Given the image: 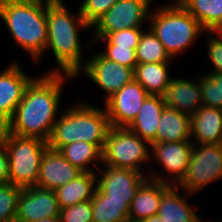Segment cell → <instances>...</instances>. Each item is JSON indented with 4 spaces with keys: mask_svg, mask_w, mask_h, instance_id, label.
<instances>
[{
    "mask_svg": "<svg viewBox=\"0 0 222 222\" xmlns=\"http://www.w3.org/2000/svg\"><path fill=\"white\" fill-rule=\"evenodd\" d=\"M164 107L159 95H149L127 128L150 144L156 143L157 130Z\"/></svg>",
    "mask_w": 222,
    "mask_h": 222,
    "instance_id": "cell-20",
    "label": "cell"
},
{
    "mask_svg": "<svg viewBox=\"0 0 222 222\" xmlns=\"http://www.w3.org/2000/svg\"><path fill=\"white\" fill-rule=\"evenodd\" d=\"M151 0H117L91 27L93 38H104L107 34L126 28H142L149 16Z\"/></svg>",
    "mask_w": 222,
    "mask_h": 222,
    "instance_id": "cell-9",
    "label": "cell"
},
{
    "mask_svg": "<svg viewBox=\"0 0 222 222\" xmlns=\"http://www.w3.org/2000/svg\"><path fill=\"white\" fill-rule=\"evenodd\" d=\"M146 31L142 32L136 48L137 64L171 62L163 44L149 28Z\"/></svg>",
    "mask_w": 222,
    "mask_h": 222,
    "instance_id": "cell-28",
    "label": "cell"
},
{
    "mask_svg": "<svg viewBox=\"0 0 222 222\" xmlns=\"http://www.w3.org/2000/svg\"><path fill=\"white\" fill-rule=\"evenodd\" d=\"M158 6L149 14L150 30L163 44L166 52L173 59L193 44L194 40L206 30L178 2Z\"/></svg>",
    "mask_w": 222,
    "mask_h": 222,
    "instance_id": "cell-5",
    "label": "cell"
},
{
    "mask_svg": "<svg viewBox=\"0 0 222 222\" xmlns=\"http://www.w3.org/2000/svg\"><path fill=\"white\" fill-rule=\"evenodd\" d=\"M103 166V171L98 168L102 176L97 179V188L107 200L125 201L130 206L137 189L149 176L132 169Z\"/></svg>",
    "mask_w": 222,
    "mask_h": 222,
    "instance_id": "cell-14",
    "label": "cell"
},
{
    "mask_svg": "<svg viewBox=\"0 0 222 222\" xmlns=\"http://www.w3.org/2000/svg\"><path fill=\"white\" fill-rule=\"evenodd\" d=\"M9 183V157L5 144H0V184Z\"/></svg>",
    "mask_w": 222,
    "mask_h": 222,
    "instance_id": "cell-36",
    "label": "cell"
},
{
    "mask_svg": "<svg viewBox=\"0 0 222 222\" xmlns=\"http://www.w3.org/2000/svg\"><path fill=\"white\" fill-rule=\"evenodd\" d=\"M149 150L151 144L127 127H110L102 150V165L142 172L140 166L152 157Z\"/></svg>",
    "mask_w": 222,
    "mask_h": 222,
    "instance_id": "cell-7",
    "label": "cell"
},
{
    "mask_svg": "<svg viewBox=\"0 0 222 222\" xmlns=\"http://www.w3.org/2000/svg\"><path fill=\"white\" fill-rule=\"evenodd\" d=\"M208 55L212 64L214 65V72L210 73H222V39L216 37H210L208 39Z\"/></svg>",
    "mask_w": 222,
    "mask_h": 222,
    "instance_id": "cell-35",
    "label": "cell"
},
{
    "mask_svg": "<svg viewBox=\"0 0 222 222\" xmlns=\"http://www.w3.org/2000/svg\"><path fill=\"white\" fill-rule=\"evenodd\" d=\"M178 191L179 187L172 185L162 195L158 211L162 222H203Z\"/></svg>",
    "mask_w": 222,
    "mask_h": 222,
    "instance_id": "cell-23",
    "label": "cell"
},
{
    "mask_svg": "<svg viewBox=\"0 0 222 222\" xmlns=\"http://www.w3.org/2000/svg\"><path fill=\"white\" fill-rule=\"evenodd\" d=\"M190 116L170 107H164L156 135V143L192 141Z\"/></svg>",
    "mask_w": 222,
    "mask_h": 222,
    "instance_id": "cell-22",
    "label": "cell"
},
{
    "mask_svg": "<svg viewBox=\"0 0 222 222\" xmlns=\"http://www.w3.org/2000/svg\"><path fill=\"white\" fill-rule=\"evenodd\" d=\"M55 69L36 77L26 87L23 98L11 118V132L22 137H36L48 141L61 101L64 76Z\"/></svg>",
    "mask_w": 222,
    "mask_h": 222,
    "instance_id": "cell-1",
    "label": "cell"
},
{
    "mask_svg": "<svg viewBox=\"0 0 222 222\" xmlns=\"http://www.w3.org/2000/svg\"><path fill=\"white\" fill-rule=\"evenodd\" d=\"M47 0H0V18L34 62L46 52ZM36 60V61H35Z\"/></svg>",
    "mask_w": 222,
    "mask_h": 222,
    "instance_id": "cell-3",
    "label": "cell"
},
{
    "mask_svg": "<svg viewBox=\"0 0 222 222\" xmlns=\"http://www.w3.org/2000/svg\"><path fill=\"white\" fill-rule=\"evenodd\" d=\"M208 32L222 18V0H176Z\"/></svg>",
    "mask_w": 222,
    "mask_h": 222,
    "instance_id": "cell-27",
    "label": "cell"
},
{
    "mask_svg": "<svg viewBox=\"0 0 222 222\" xmlns=\"http://www.w3.org/2000/svg\"><path fill=\"white\" fill-rule=\"evenodd\" d=\"M59 152L82 172H95L90 170L88 166L91 162L94 163L98 160L102 163V150L97 145L85 141H77L63 146Z\"/></svg>",
    "mask_w": 222,
    "mask_h": 222,
    "instance_id": "cell-26",
    "label": "cell"
},
{
    "mask_svg": "<svg viewBox=\"0 0 222 222\" xmlns=\"http://www.w3.org/2000/svg\"><path fill=\"white\" fill-rule=\"evenodd\" d=\"M159 96L165 107L189 116L203 106L200 78L196 83L187 79L172 78Z\"/></svg>",
    "mask_w": 222,
    "mask_h": 222,
    "instance_id": "cell-16",
    "label": "cell"
},
{
    "mask_svg": "<svg viewBox=\"0 0 222 222\" xmlns=\"http://www.w3.org/2000/svg\"><path fill=\"white\" fill-rule=\"evenodd\" d=\"M168 62L137 64L134 79L140 83L150 95H159L169 84Z\"/></svg>",
    "mask_w": 222,
    "mask_h": 222,
    "instance_id": "cell-24",
    "label": "cell"
},
{
    "mask_svg": "<svg viewBox=\"0 0 222 222\" xmlns=\"http://www.w3.org/2000/svg\"><path fill=\"white\" fill-rule=\"evenodd\" d=\"M190 131L195 144L222 143V110L203 105L190 116Z\"/></svg>",
    "mask_w": 222,
    "mask_h": 222,
    "instance_id": "cell-19",
    "label": "cell"
},
{
    "mask_svg": "<svg viewBox=\"0 0 222 222\" xmlns=\"http://www.w3.org/2000/svg\"><path fill=\"white\" fill-rule=\"evenodd\" d=\"M5 148L9 157V183L21 188L36 186L47 142L11 134Z\"/></svg>",
    "mask_w": 222,
    "mask_h": 222,
    "instance_id": "cell-6",
    "label": "cell"
},
{
    "mask_svg": "<svg viewBox=\"0 0 222 222\" xmlns=\"http://www.w3.org/2000/svg\"><path fill=\"white\" fill-rule=\"evenodd\" d=\"M47 45L57 60L60 73L77 77L85 66L82 62L80 29L91 28L84 20L80 10L74 15L66 8L63 0L46 1Z\"/></svg>",
    "mask_w": 222,
    "mask_h": 222,
    "instance_id": "cell-2",
    "label": "cell"
},
{
    "mask_svg": "<svg viewBox=\"0 0 222 222\" xmlns=\"http://www.w3.org/2000/svg\"><path fill=\"white\" fill-rule=\"evenodd\" d=\"M172 185L147 178L137 189L129 207V221L141 222L158 214L162 195Z\"/></svg>",
    "mask_w": 222,
    "mask_h": 222,
    "instance_id": "cell-18",
    "label": "cell"
},
{
    "mask_svg": "<svg viewBox=\"0 0 222 222\" xmlns=\"http://www.w3.org/2000/svg\"><path fill=\"white\" fill-rule=\"evenodd\" d=\"M35 222H62V220L60 216H53V217L43 218Z\"/></svg>",
    "mask_w": 222,
    "mask_h": 222,
    "instance_id": "cell-39",
    "label": "cell"
},
{
    "mask_svg": "<svg viewBox=\"0 0 222 222\" xmlns=\"http://www.w3.org/2000/svg\"><path fill=\"white\" fill-rule=\"evenodd\" d=\"M101 54L108 60L135 69L137 65L136 50L132 47H118L117 45H107Z\"/></svg>",
    "mask_w": 222,
    "mask_h": 222,
    "instance_id": "cell-34",
    "label": "cell"
},
{
    "mask_svg": "<svg viewBox=\"0 0 222 222\" xmlns=\"http://www.w3.org/2000/svg\"><path fill=\"white\" fill-rule=\"evenodd\" d=\"M81 173L59 151L47 148L41 159L36 186L55 191Z\"/></svg>",
    "mask_w": 222,
    "mask_h": 222,
    "instance_id": "cell-15",
    "label": "cell"
},
{
    "mask_svg": "<svg viewBox=\"0 0 222 222\" xmlns=\"http://www.w3.org/2000/svg\"><path fill=\"white\" fill-rule=\"evenodd\" d=\"M71 107L58 116L47 141L48 148L59 151L68 144L85 141L103 150L110 128L106 110L86 103Z\"/></svg>",
    "mask_w": 222,
    "mask_h": 222,
    "instance_id": "cell-4",
    "label": "cell"
},
{
    "mask_svg": "<svg viewBox=\"0 0 222 222\" xmlns=\"http://www.w3.org/2000/svg\"><path fill=\"white\" fill-rule=\"evenodd\" d=\"M92 200L61 209L62 222H93Z\"/></svg>",
    "mask_w": 222,
    "mask_h": 222,
    "instance_id": "cell-33",
    "label": "cell"
},
{
    "mask_svg": "<svg viewBox=\"0 0 222 222\" xmlns=\"http://www.w3.org/2000/svg\"><path fill=\"white\" fill-rule=\"evenodd\" d=\"M202 103L222 110V73H208L200 78Z\"/></svg>",
    "mask_w": 222,
    "mask_h": 222,
    "instance_id": "cell-29",
    "label": "cell"
},
{
    "mask_svg": "<svg viewBox=\"0 0 222 222\" xmlns=\"http://www.w3.org/2000/svg\"><path fill=\"white\" fill-rule=\"evenodd\" d=\"M11 134V118L0 112V144H5Z\"/></svg>",
    "mask_w": 222,
    "mask_h": 222,
    "instance_id": "cell-37",
    "label": "cell"
},
{
    "mask_svg": "<svg viewBox=\"0 0 222 222\" xmlns=\"http://www.w3.org/2000/svg\"><path fill=\"white\" fill-rule=\"evenodd\" d=\"M192 143L190 141L152 143L151 155L153 154L157 162H161V166L170 177H174L165 180V177L153 172L148 178L176 186L183 179L190 163Z\"/></svg>",
    "mask_w": 222,
    "mask_h": 222,
    "instance_id": "cell-11",
    "label": "cell"
},
{
    "mask_svg": "<svg viewBox=\"0 0 222 222\" xmlns=\"http://www.w3.org/2000/svg\"><path fill=\"white\" fill-rule=\"evenodd\" d=\"M94 172H82L75 179L55 190L60 209L92 200L97 187Z\"/></svg>",
    "mask_w": 222,
    "mask_h": 222,
    "instance_id": "cell-21",
    "label": "cell"
},
{
    "mask_svg": "<svg viewBox=\"0 0 222 222\" xmlns=\"http://www.w3.org/2000/svg\"><path fill=\"white\" fill-rule=\"evenodd\" d=\"M149 93L135 79L105 101L110 127H128Z\"/></svg>",
    "mask_w": 222,
    "mask_h": 222,
    "instance_id": "cell-10",
    "label": "cell"
},
{
    "mask_svg": "<svg viewBox=\"0 0 222 222\" xmlns=\"http://www.w3.org/2000/svg\"><path fill=\"white\" fill-rule=\"evenodd\" d=\"M141 222H162L161 218L158 214L153 215L151 217H148L147 219L141 221Z\"/></svg>",
    "mask_w": 222,
    "mask_h": 222,
    "instance_id": "cell-40",
    "label": "cell"
},
{
    "mask_svg": "<svg viewBox=\"0 0 222 222\" xmlns=\"http://www.w3.org/2000/svg\"><path fill=\"white\" fill-rule=\"evenodd\" d=\"M117 0H83L79 7L84 20L92 26Z\"/></svg>",
    "mask_w": 222,
    "mask_h": 222,
    "instance_id": "cell-32",
    "label": "cell"
},
{
    "mask_svg": "<svg viewBox=\"0 0 222 222\" xmlns=\"http://www.w3.org/2000/svg\"><path fill=\"white\" fill-rule=\"evenodd\" d=\"M81 70L106 92L105 101L134 79V69L108 60L101 53L87 59Z\"/></svg>",
    "mask_w": 222,
    "mask_h": 222,
    "instance_id": "cell-12",
    "label": "cell"
},
{
    "mask_svg": "<svg viewBox=\"0 0 222 222\" xmlns=\"http://www.w3.org/2000/svg\"><path fill=\"white\" fill-rule=\"evenodd\" d=\"M142 32L141 28H126L107 34L104 38H93V41L94 39L95 41H104V43L107 41V45L132 47V49L136 50Z\"/></svg>",
    "mask_w": 222,
    "mask_h": 222,
    "instance_id": "cell-31",
    "label": "cell"
},
{
    "mask_svg": "<svg viewBox=\"0 0 222 222\" xmlns=\"http://www.w3.org/2000/svg\"><path fill=\"white\" fill-rule=\"evenodd\" d=\"M129 207L125 201L107 200L96 187L92 198L93 222H128Z\"/></svg>",
    "mask_w": 222,
    "mask_h": 222,
    "instance_id": "cell-25",
    "label": "cell"
},
{
    "mask_svg": "<svg viewBox=\"0 0 222 222\" xmlns=\"http://www.w3.org/2000/svg\"><path fill=\"white\" fill-rule=\"evenodd\" d=\"M211 32V34L214 32L217 36H214L216 38L222 39V18L217 21L212 28L208 31V34Z\"/></svg>",
    "mask_w": 222,
    "mask_h": 222,
    "instance_id": "cell-38",
    "label": "cell"
},
{
    "mask_svg": "<svg viewBox=\"0 0 222 222\" xmlns=\"http://www.w3.org/2000/svg\"><path fill=\"white\" fill-rule=\"evenodd\" d=\"M55 191L37 186L22 188L17 200L16 222H35L43 218L60 216Z\"/></svg>",
    "mask_w": 222,
    "mask_h": 222,
    "instance_id": "cell-13",
    "label": "cell"
},
{
    "mask_svg": "<svg viewBox=\"0 0 222 222\" xmlns=\"http://www.w3.org/2000/svg\"><path fill=\"white\" fill-rule=\"evenodd\" d=\"M198 146V147H197ZM222 178V143L194 145L183 179L176 185L191 195Z\"/></svg>",
    "mask_w": 222,
    "mask_h": 222,
    "instance_id": "cell-8",
    "label": "cell"
},
{
    "mask_svg": "<svg viewBox=\"0 0 222 222\" xmlns=\"http://www.w3.org/2000/svg\"><path fill=\"white\" fill-rule=\"evenodd\" d=\"M21 189L11 183L0 184V222L15 221Z\"/></svg>",
    "mask_w": 222,
    "mask_h": 222,
    "instance_id": "cell-30",
    "label": "cell"
},
{
    "mask_svg": "<svg viewBox=\"0 0 222 222\" xmlns=\"http://www.w3.org/2000/svg\"><path fill=\"white\" fill-rule=\"evenodd\" d=\"M15 60L0 72V112L12 118L33 78L28 77Z\"/></svg>",
    "mask_w": 222,
    "mask_h": 222,
    "instance_id": "cell-17",
    "label": "cell"
}]
</instances>
